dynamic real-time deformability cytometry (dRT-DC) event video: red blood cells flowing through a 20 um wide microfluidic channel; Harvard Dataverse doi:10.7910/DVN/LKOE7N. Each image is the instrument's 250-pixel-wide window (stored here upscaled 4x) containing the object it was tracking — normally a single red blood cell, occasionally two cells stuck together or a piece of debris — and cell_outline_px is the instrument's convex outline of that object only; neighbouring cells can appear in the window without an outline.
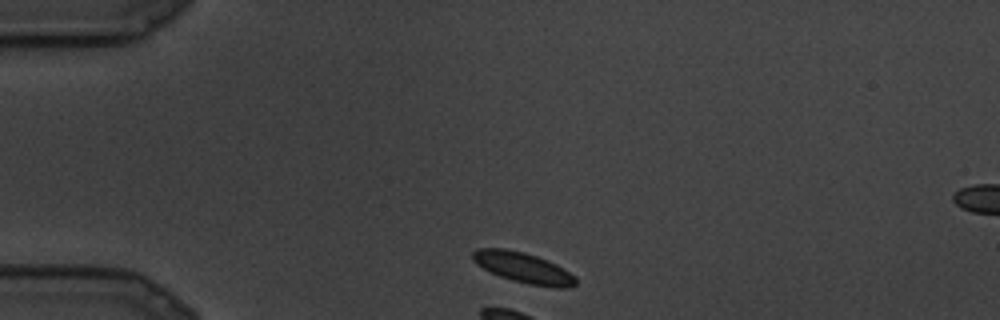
{"species": "common noctule bat (a hibernating species)", "species_latin": "Nyctalus noctula", "temperature_condition": "cold", "stored_images_in_passage": 3, "camera_frame_rate_fps": 3000, "um_per_image_px": 0.085, "animal": {"sex": "male", "body_mass_g": 19.5, "forearm_length_mm": 54.6}, "frame": {"image": 1, "passage_image": 1, "time_ms": 0.0, "image_size_px": [1000, 320], "cell_outline_px": [[576, 284], [568, 288], [556, 288], [528, 284], [512, 280], [500, 276], [476, 264], [472, 260], [472, 252], [476, 248], [504, 248], [524, 252], [548, 260], [556, 264], [576, 276]], "centroid_in_image_um": [44.49, 22.75], "position_along_channel_um": 40.5, "area_um2": 18.38}}